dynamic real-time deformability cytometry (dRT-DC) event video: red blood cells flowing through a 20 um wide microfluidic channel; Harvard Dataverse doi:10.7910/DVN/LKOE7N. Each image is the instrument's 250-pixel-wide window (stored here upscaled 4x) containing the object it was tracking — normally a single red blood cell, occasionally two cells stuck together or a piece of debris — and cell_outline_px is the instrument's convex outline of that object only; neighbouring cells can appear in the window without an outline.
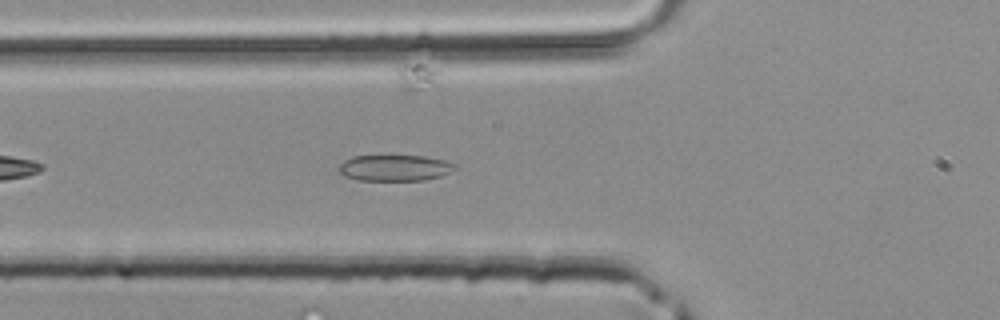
{"species": "common noctule bat (a hibernating species)", "species_latin": "Nyctalus noctula", "temperature_condition": "room temperature", "stored_images_in_passage": 32, "camera_frame_rate_fps": 3000, "um_per_image_px": 0.085, "animal": {"sex": "male", "body_mass_g": 20.4}, "frame": {"image": 1, "passage_image": 5, "time_ms": 1.333, "image_size_px": [1000, 320], "cell_outline_px": [[456, 168], [440, 176], [424, 180], [360, 180], [344, 176], [340, 172], [340, 164], [344, 160], [352, 156], [424, 156], [444, 160], [456, 164]], "centroid_in_image_um": [33.55, 14.26], "position_along_channel_um": 92.3, "area_um2": 17.46}}
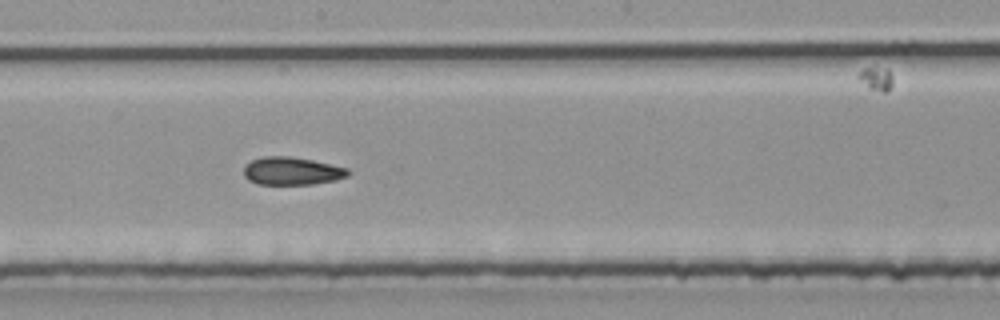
{"frame": {"image": 2, "passage_image": 13, "time_ms": 4.0, "image_size_px": [1000, 320], "cell_outline_px": [[352, 172], [348, 176], [336, 180], [312, 184], [256, 184], [248, 180], [244, 176], [244, 168], [252, 160], [264, 156], [288, 156], [312, 160], [348, 168]], "centroid_in_image_um": [24.83, 14.54], "position_along_channel_um": 223.4, "area_um2": 16.94}}
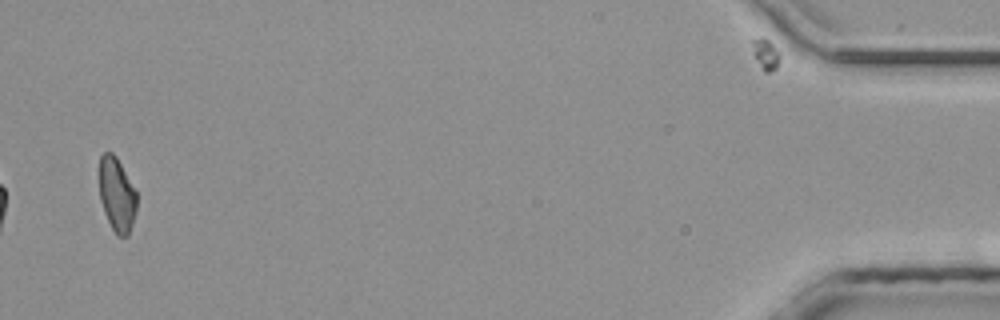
{"frame": {"image": 3, "passage_image": 31, "time_ms": 10.0, "image_size_px": [1000, 320], "cell_outline_px": [[136, 212], [128, 236], [116, 236], [104, 212], [100, 200], [100, 156], [104, 152], [112, 152], [116, 156], [136, 192]], "centroid_in_image_um": [9.93, 16.56], "position_along_channel_um": 425.3, "area_um2": 15.95}}